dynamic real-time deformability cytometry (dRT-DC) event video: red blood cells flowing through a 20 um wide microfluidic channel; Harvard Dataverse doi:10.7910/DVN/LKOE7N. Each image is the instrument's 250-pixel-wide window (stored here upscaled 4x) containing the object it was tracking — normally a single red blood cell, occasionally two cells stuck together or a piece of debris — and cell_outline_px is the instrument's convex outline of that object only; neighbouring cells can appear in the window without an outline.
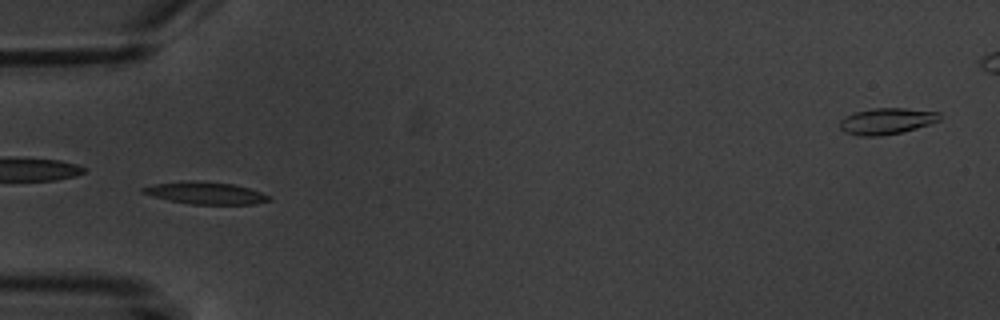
{"species": "common noctule bat (a hibernating species)", "species_latin": "Nyctalus noctula", "temperature_condition": "warm", "stored_images_in_passage": 8, "camera_frame_rate_fps": 3000, "um_per_image_px": 0.085, "animal": {"sex": "male", "body_mass_g": 20.1, "forearm_length_mm": 53.5}, "frame": {"image": 1, "passage_image": 6, "time_ms": 6.0, "image_size_px": [1000, 320], "cell_outline_px": [[272, 200], [256, 204], [188, 204], [168, 200], [140, 192], [140, 188], [152, 184], [180, 180], [196, 180], [232, 184], [248, 188], [272, 196]], "centroid_in_image_um": [17.44, 16.4], "position_along_channel_um": 67.6, "area_um2": 16.53}}